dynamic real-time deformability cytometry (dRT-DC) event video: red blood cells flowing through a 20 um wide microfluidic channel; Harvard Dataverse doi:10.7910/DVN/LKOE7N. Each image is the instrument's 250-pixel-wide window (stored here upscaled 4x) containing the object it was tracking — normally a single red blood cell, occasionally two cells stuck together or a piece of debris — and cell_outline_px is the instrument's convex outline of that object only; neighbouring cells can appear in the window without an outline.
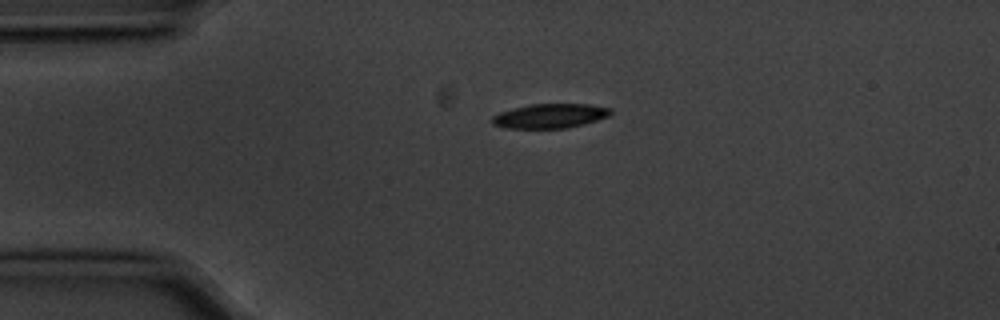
{"species": "common noctule bat (a hibernating species)", "species_latin": "Nyctalus noctula", "temperature_condition": "cold", "stored_images_in_passage": 3, "camera_frame_rate_fps": 3000, "um_per_image_px": 0.085, "animal": {"sex": "male", "body_mass_g": 20.1, "forearm_length_mm": 53.5}, "frame": {"image": 1, "passage_image": 1, "time_ms": 0.0, "image_size_px": [1000, 320], "cell_outline_px": [[612, 112], [608, 116], [584, 124], [568, 128], [504, 128], [492, 124], [492, 116], [500, 112], [512, 108], [532, 104], [588, 104], [612, 108]], "centroid_in_image_um": [46.74, 9.85], "position_along_channel_um": 38.3, "area_um2": 16.88}}